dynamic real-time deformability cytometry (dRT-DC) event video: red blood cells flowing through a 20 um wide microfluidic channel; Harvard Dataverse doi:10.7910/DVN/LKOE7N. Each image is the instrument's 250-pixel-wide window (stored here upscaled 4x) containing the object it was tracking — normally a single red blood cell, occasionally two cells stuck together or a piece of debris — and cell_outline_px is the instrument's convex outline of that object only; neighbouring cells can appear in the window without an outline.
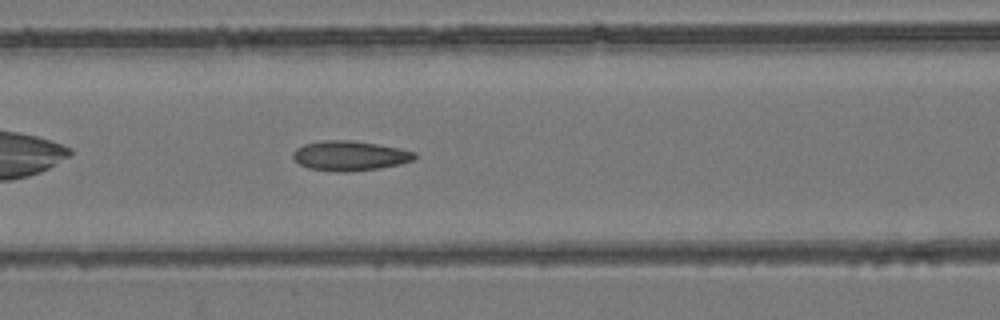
{"species": "common noctule bat (a hibernating species)", "species_latin": "Nyctalus noctula", "temperature_condition": "room temperature", "stored_images_in_passage": 39, "camera_frame_rate_fps": 3000, "um_per_image_px": 0.085, "animal": {"sex": "female", "body_mass_g": 24.6, "forearm_length_mm": 56.2}, "frame": {"image": 1, "passage_image": 8, "time_ms": 2.333, "image_size_px": [1000, 320], "cell_outline_px": [[416, 160], [400, 164], [380, 168], [348, 172], [336, 172], [308, 168], [300, 164], [292, 156], [292, 152], [296, 148], [304, 144], [324, 140], [348, 140], [376, 144], [400, 148], [416, 152]], "centroid_in_image_um": [29.75, 13.24], "position_along_channel_um": 136.9, "area_um2": 21.21}}
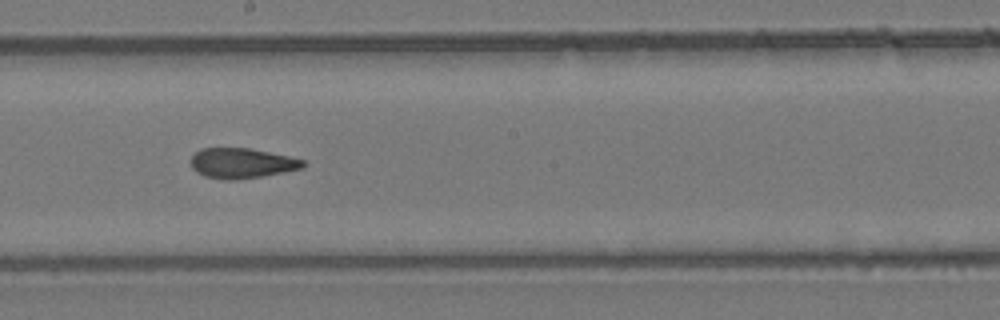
{"frame": {"image": 2, "passage_image": 15, "time_ms": 4.667, "image_size_px": [1000, 320], "cell_outline_px": [[304, 168], [260, 176], [236, 180], [224, 180], [204, 176], [196, 172], [192, 168], [192, 156], [200, 148], [248, 148], [288, 156], [304, 160]], "centroid_in_image_um": [20.52, 13.87], "position_along_channel_um": 227.7, "area_um2": 19.54}}
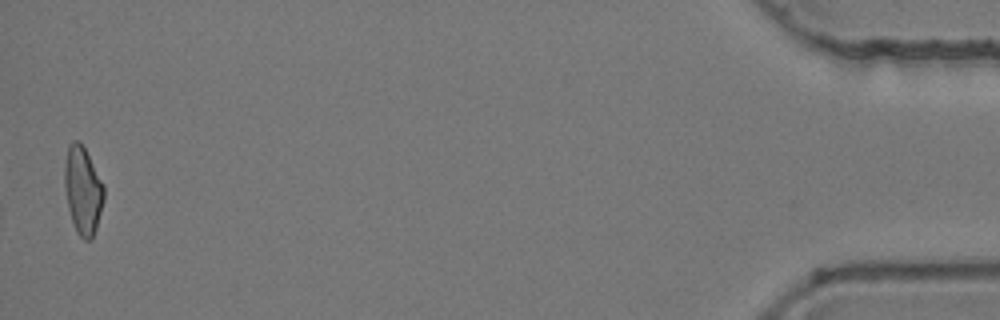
{"frame": {"image": 3, "passage_image": 38, "time_ms": 12.333, "image_size_px": [1000, 320], "cell_outline_px": [[104, 200], [96, 228], [92, 240], [84, 240], [76, 232], [68, 208], [64, 188], [64, 164], [68, 144], [72, 140], [80, 140], [104, 184]], "centroid_in_image_um": [7.03, 16.16], "position_along_channel_um": 428.2, "area_um2": 20.35}, "authors_computed_cell_mechanics": {"area_um2": 20.1722, "velocity_mm_per_s": 3.892, "shape_relaxation_time_tau1_ms": 11.1192, "shape_relaxation_time_tau2_ms": 2.8886, "deformation_change_tau1": 0.2166, "deformation_change_tau2": 0.082}}